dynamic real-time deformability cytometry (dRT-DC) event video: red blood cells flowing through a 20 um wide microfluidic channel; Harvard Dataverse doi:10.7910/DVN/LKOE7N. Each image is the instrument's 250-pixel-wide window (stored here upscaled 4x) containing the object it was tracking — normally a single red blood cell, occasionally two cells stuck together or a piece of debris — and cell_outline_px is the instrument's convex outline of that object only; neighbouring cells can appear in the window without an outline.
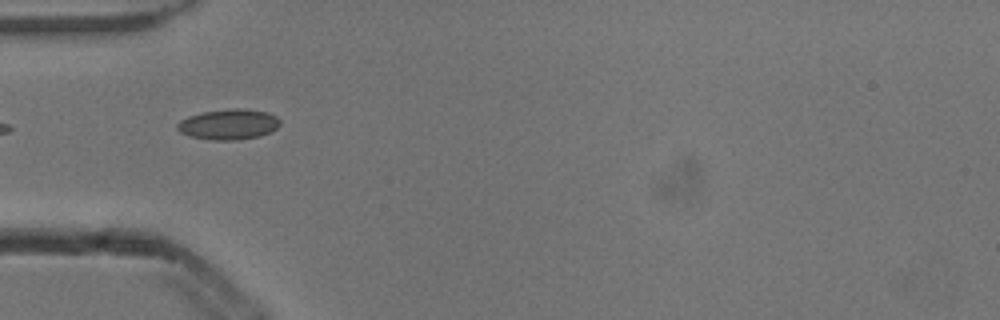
{"species": "common noctule bat (a hibernating species)", "species_latin": "Nyctalus noctula", "temperature_condition": "cold", "stored_images_in_passage": 2, "camera_frame_rate_fps": 3000, "um_per_image_px": 0.085, "animal": {"sex": "male", "body_mass_g": 13.3}, "frame": {"image": 1, "passage_image": 1, "time_ms": 0.0, "image_size_px": [1000, 320], "cell_outline_px": [[280, 124], [272, 132], [260, 136], [236, 140], [212, 140], [192, 136], [180, 132], [176, 128], [176, 124], [180, 120], [188, 116], [204, 112], [236, 108], [240, 108], [268, 112], [276, 116], [280, 120]], "centroid_in_image_um": [19.45, 10.57], "position_along_channel_um": 65.5, "area_um2": 18.21}}
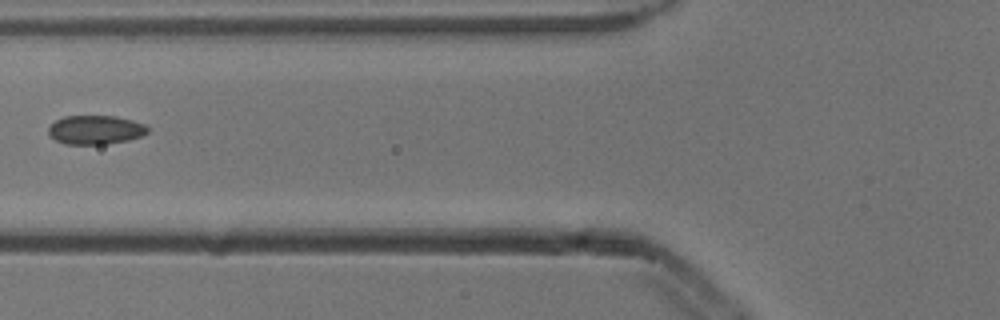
{"frame": {"image": 2, "passage_image": 2, "time_ms": 0.333, "image_size_px": [1000, 320], "cell_outline_px": [[148, 132], [140, 136], [128, 140], [104, 144], [64, 144], [56, 140], [48, 132], [48, 128], [56, 120], [64, 116], [116, 116], [132, 120], [144, 124], [148, 128]], "centroid_in_image_um": [8.11, 11.03], "position_along_channel_um": 117.7, "area_um2": 16.59}}